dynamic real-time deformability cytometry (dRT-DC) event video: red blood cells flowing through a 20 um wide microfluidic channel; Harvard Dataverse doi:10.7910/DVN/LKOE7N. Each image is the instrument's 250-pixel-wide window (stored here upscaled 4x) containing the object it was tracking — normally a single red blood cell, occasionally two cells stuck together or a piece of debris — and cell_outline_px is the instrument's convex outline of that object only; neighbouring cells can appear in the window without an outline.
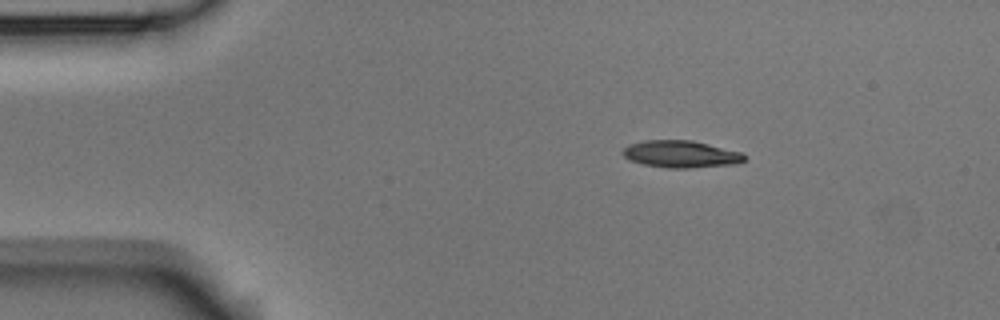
{"species": "Egyptian fruit bat (a non-hibernating species)", "species_latin": "Rousettus aegyptiacus", "temperature_condition": "room temperature", "stored_images_in_passage": 46, "camera_frame_rate_fps": 3000, "um_per_image_px": 0.085, "animal": {"sex": "male"}, "frame": {"image": 1, "passage_image": 1, "time_ms": 0.0, "image_size_px": [1000, 320], "cell_outline_px": [[748, 156], [744, 160], [736, 164], [688, 168], [668, 168], [644, 164], [628, 160], [620, 152], [628, 144], [644, 140], [692, 140], [740, 152]], "centroid_in_image_um": [57.84, 13.1], "position_along_channel_um": 27.2, "area_um2": 19.25}}
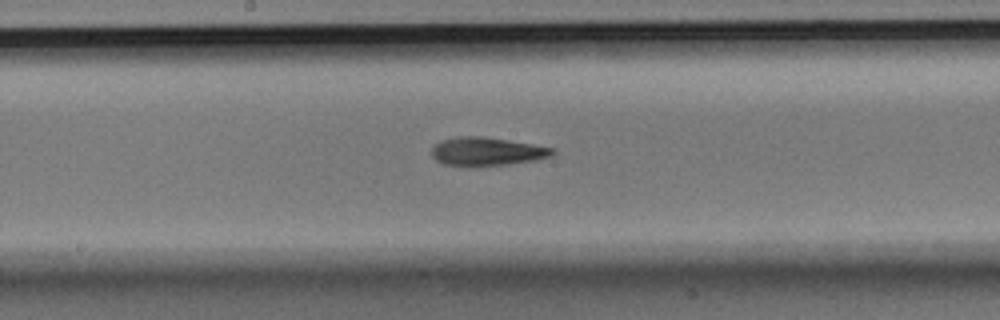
{"frame": {"image": 2, "passage_image": 20, "time_ms": 6.333, "image_size_px": [1000, 320], "cell_outline_px": [[556, 152], [552, 156], [536, 160], [508, 164], [476, 168], [464, 168], [444, 164], [436, 160], [432, 156], [432, 148], [440, 140], [456, 136], [484, 136], [556, 148]], "centroid_in_image_um": [41.37, 12.9], "position_along_channel_um": 206.8, "area_um2": 20.69}}
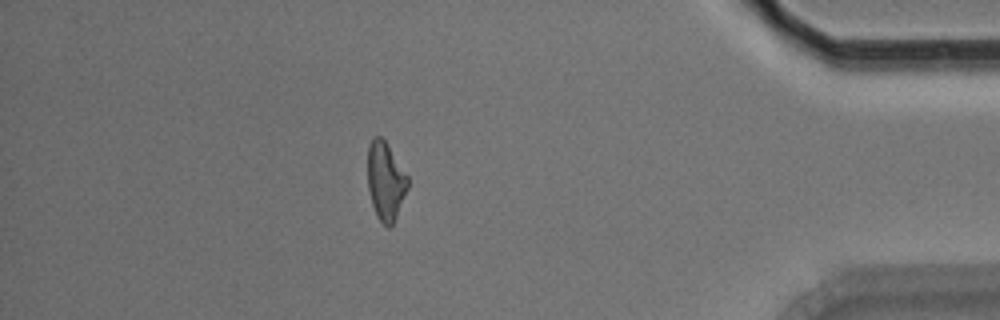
{"frame": {"image": 3, "passage_image": 39, "time_ms": 12.667, "image_size_px": [1000, 320], "cell_outline_px": [[408, 188], [396, 216], [392, 224], [388, 228], [376, 216], [372, 204], [368, 188], [368, 144], [372, 136], [380, 136], [388, 144], [408, 176]], "centroid_in_image_um": [32.76, 15.35], "position_along_channel_um": 402.4, "area_um2": 18.26}, "authors_computed_cell_mechanics": {"area_um2": 19.2474, "velocity_mm_per_s": 3.7497, "shape_relaxation_time_tau1_ms": 4.5388, "shape_relaxation_time_tau2_ms": 3.9415, "deformation_change_tau1": 0.1581, "deformation_change_tau2": 0.1359}}